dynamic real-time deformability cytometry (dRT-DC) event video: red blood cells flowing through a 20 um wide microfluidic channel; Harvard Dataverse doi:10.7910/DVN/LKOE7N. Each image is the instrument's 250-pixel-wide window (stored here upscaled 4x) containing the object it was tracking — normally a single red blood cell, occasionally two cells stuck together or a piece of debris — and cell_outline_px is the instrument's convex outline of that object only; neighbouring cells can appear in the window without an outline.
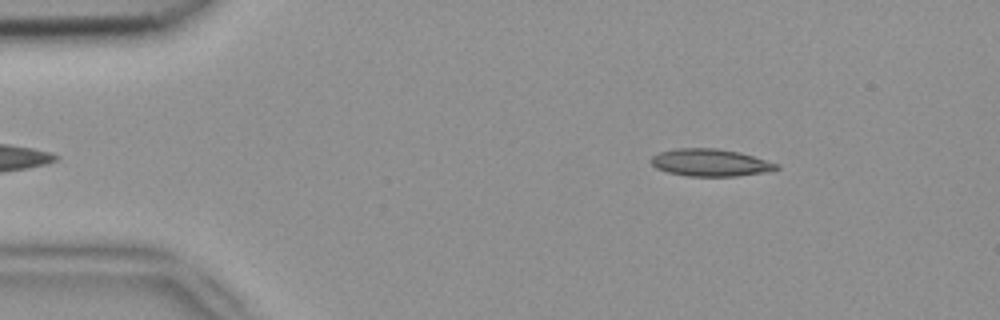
{"species": "common noctule bat (a hibernating species)", "species_latin": "Nyctalus noctula", "temperature_condition": "room temperature", "stored_images_in_passage": 47, "camera_frame_rate_fps": 3000, "um_per_image_px": 0.085, "animal": {"sex": "female", "body_mass_g": 18.4}, "frame": {"image": 1, "passage_image": 3, "time_ms": 0.667, "image_size_px": [1000, 320], "cell_outline_px": [[780, 168], [768, 172], [736, 176], [688, 176], [668, 172], [656, 168], [648, 160], [652, 156], [660, 152], [676, 148], [716, 148], [740, 152], [780, 164]], "centroid_in_image_um": [60.39, 13.82], "position_along_channel_um": 24.6, "area_um2": 20.11}}
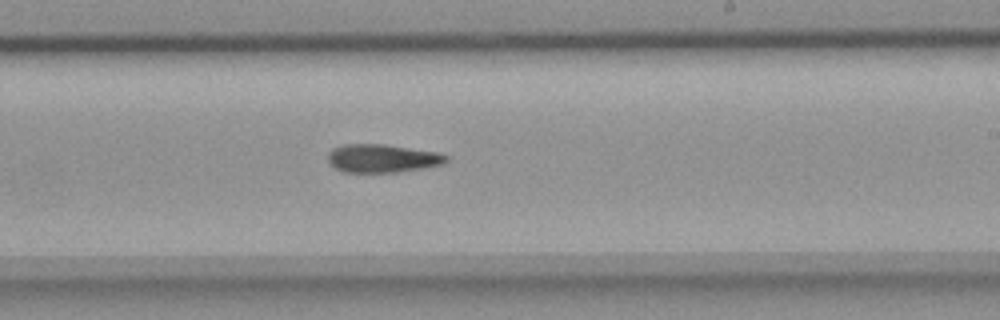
{"frame": {"image": 2, "passage_image": 26, "time_ms": 8.333, "image_size_px": [1000, 320], "cell_outline_px": [[448, 160], [444, 164], [424, 168], [396, 172], [344, 172], [336, 168], [328, 160], [328, 152], [332, 148], [344, 144], [384, 144], [436, 152], [448, 156]], "centroid_in_image_um": [32.5, 13.46], "position_along_channel_um": 256.5, "area_um2": 19.42}}
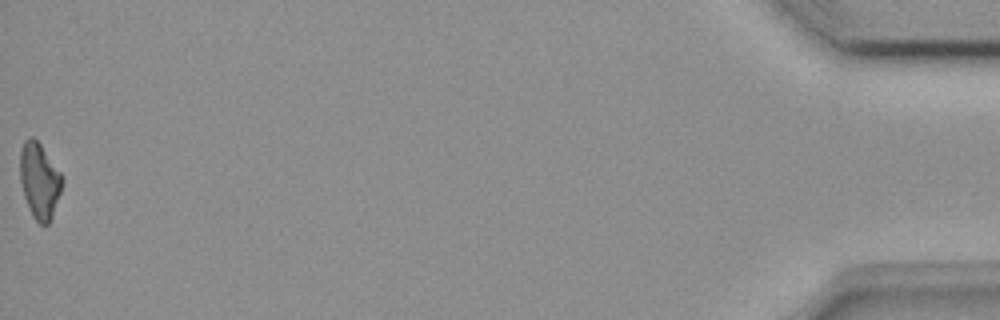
{"frame": {"image": 3, "passage_image": 47, "time_ms": 15.333, "image_size_px": [1000, 320], "cell_outline_px": [[60, 192], [52, 216], [48, 224], [40, 224], [32, 216], [24, 196], [20, 180], [20, 148], [24, 140], [32, 136], [40, 144], [60, 172]], "centroid_in_image_um": [3.31, 15.34], "position_along_channel_um": 431.9, "area_um2": 18.09}}